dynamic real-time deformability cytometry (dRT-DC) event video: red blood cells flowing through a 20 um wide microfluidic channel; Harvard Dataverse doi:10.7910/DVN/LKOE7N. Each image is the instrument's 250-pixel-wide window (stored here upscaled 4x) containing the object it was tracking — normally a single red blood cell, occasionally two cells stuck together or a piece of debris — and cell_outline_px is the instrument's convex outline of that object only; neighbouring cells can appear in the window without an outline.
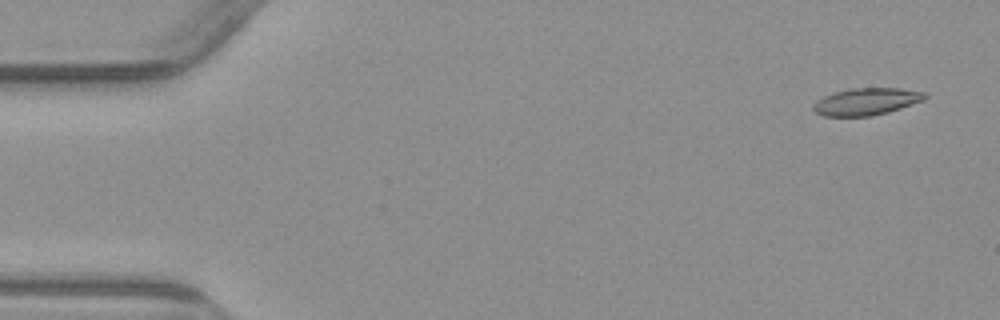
{"species": "common noctule bat (a hibernating species)", "species_latin": "Nyctalus noctula", "temperature_condition": "warm", "stored_images_in_passage": 6, "segment_of_instrument_passage": [2, 2], "camera_frame_rate_fps": 3000, "um_per_image_px": 0.085, "animal": {"sex": "male", "body_mass_g": 23.1, "forearm_length_mm": 52.7}, "frame": {"image": 1, "passage_image": 6, "time_ms": 6.333, "image_size_px": [1000, 320], "cell_outline_px": [[928, 96], [924, 100], [888, 112], [872, 116], [824, 116], [816, 112], [812, 108], [812, 104], [816, 100], [824, 96], [836, 92], [852, 88], [900, 88], [924, 92]], "centroid_in_image_um": [73.63, 8.63], "position_along_channel_um": 11.4, "area_um2": 17.57}}